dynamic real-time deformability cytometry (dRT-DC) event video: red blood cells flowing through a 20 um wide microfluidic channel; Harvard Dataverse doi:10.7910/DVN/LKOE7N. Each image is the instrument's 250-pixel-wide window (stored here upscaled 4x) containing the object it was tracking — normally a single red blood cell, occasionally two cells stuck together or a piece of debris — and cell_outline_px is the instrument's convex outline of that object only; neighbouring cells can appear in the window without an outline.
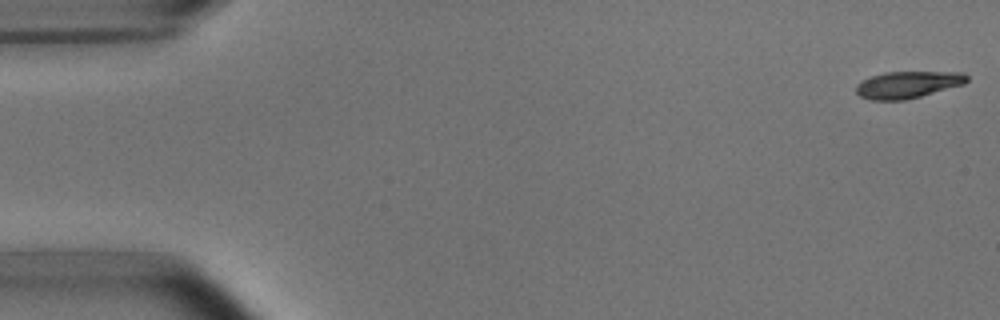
{"species": "common noctule bat (a hibernating species)", "species_latin": "Nyctalus noctula", "temperature_condition": "room temperature", "stored_images_in_passage": 5, "camera_frame_rate_fps": 3000, "um_per_image_px": 0.085, "animal": {"sex": "male", "body_mass_g": 15.6}, "frame": {"image": 1, "passage_image": 1, "time_ms": 0.0, "image_size_px": [1000, 320], "cell_outline_px": [[968, 80], [964, 84], [920, 96], [904, 100], [872, 100], [860, 96], [856, 92], [856, 84], [872, 76], [884, 72], [964, 72], [968, 76]], "centroid_in_image_um": [77.17, 7.19], "position_along_channel_um": 7.8, "area_um2": 17.22}}
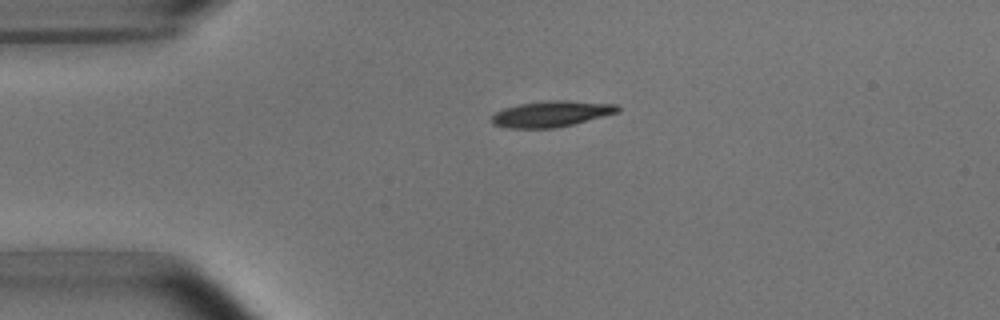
{"frame": {"image": 2, "passage_image": 4, "time_ms": 3.667, "image_size_px": [1000, 320], "cell_outline_px": [[620, 112], [572, 124], [552, 128], [508, 128], [492, 124], [492, 116], [496, 112], [504, 108], [520, 104], [552, 100], [564, 100], [616, 104], [620, 108]], "centroid_in_image_um": [46.87, 9.68], "position_along_channel_um": 38.1, "area_um2": 18.84}}